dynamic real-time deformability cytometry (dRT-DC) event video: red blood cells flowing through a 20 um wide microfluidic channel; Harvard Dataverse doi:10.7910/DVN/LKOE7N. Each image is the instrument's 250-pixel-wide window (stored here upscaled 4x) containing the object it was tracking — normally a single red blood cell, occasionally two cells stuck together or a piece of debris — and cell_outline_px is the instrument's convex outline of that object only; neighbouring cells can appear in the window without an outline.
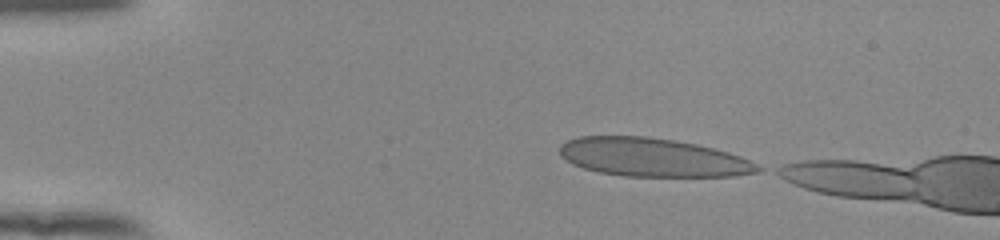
{"species": "human", "species_latin": "Homo sapiens", "temperature_condition": "room temperature", "stored_images_in_passage": 40, "camera_frame_rate_fps": 3000, "um_per_image_px": 0.085, "donor": {"sex": "female"}, "frame": {"image": 1, "passage_image": 1, "time_ms": 0.0, "image_size_px": [1000, 240], "cell_outline_px": [[764, 168], [760, 172], [736, 176], [624, 176], [596, 172], [572, 164], [560, 156], [560, 144], [568, 140], [580, 136], [648, 136], [696, 144], [728, 152], [740, 156]], "centroid_in_image_um": [55.46, 13.38], "position_along_channel_um": 29.5, "area_um2": 44.51}}
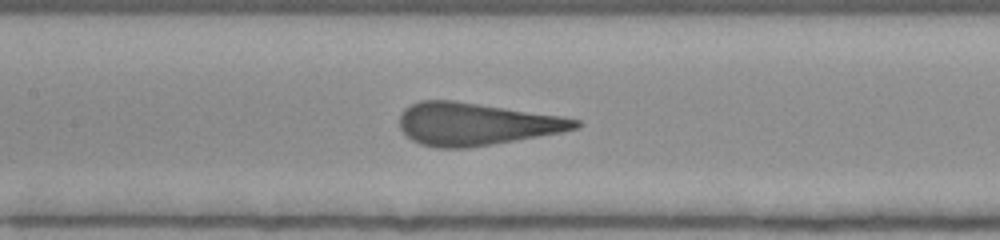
{"frame": {"image": 2, "passage_image": 17, "time_ms": 5.333, "image_size_px": [1000, 240], "cell_outline_px": [[584, 124], [576, 128], [564, 132], [468, 148], [436, 148], [420, 144], [412, 140], [400, 128], [400, 112], [404, 108], [420, 100], [452, 100], [564, 116], [580, 120]], "centroid_in_image_um": [40.47, 10.54], "position_along_channel_um": 166.9, "area_um2": 43.7}}
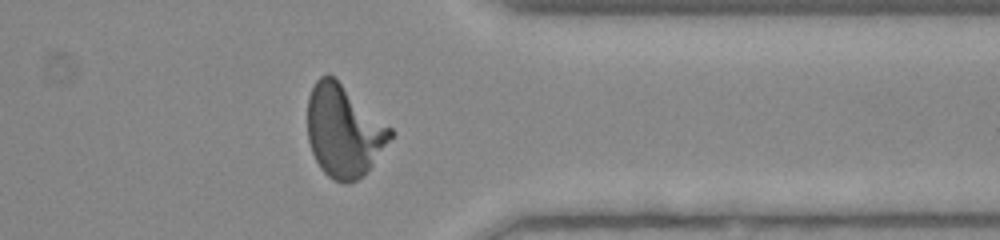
{"frame": {"image": 3, "passage_image": 34, "time_ms": 11.0, "image_size_px": [1000, 240], "cell_outline_px": [[392, 136], [372, 164], [356, 180], [348, 184], [344, 184], [332, 180], [320, 168], [312, 152], [308, 140], [308, 96], [316, 80], [320, 76], [328, 72], [392, 128]], "centroid_in_image_um": [29.18, 11.13], "position_along_channel_um": 382.2, "area_um2": 43.87}}